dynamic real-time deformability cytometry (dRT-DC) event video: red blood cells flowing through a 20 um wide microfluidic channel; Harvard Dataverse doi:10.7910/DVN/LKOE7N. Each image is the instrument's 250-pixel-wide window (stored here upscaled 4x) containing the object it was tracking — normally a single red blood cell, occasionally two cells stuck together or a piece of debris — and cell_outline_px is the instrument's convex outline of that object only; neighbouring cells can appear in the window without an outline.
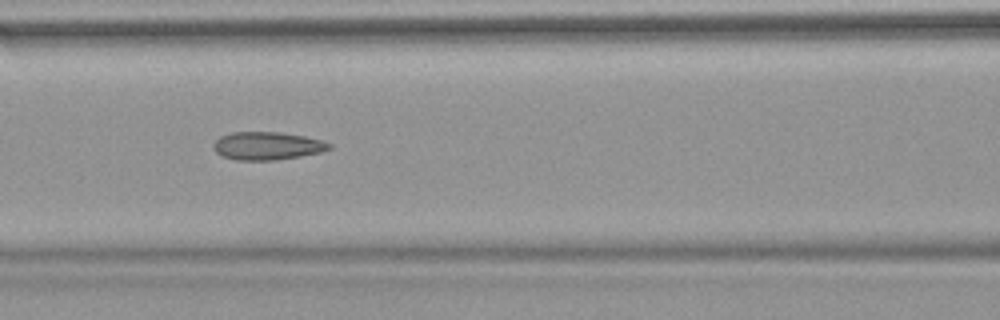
{"species": "common noctule bat (a hibernating species)", "species_latin": "Nyctalus noctula", "temperature_condition": "warm", "stored_images_in_passage": 53, "camera_frame_rate_fps": 3000, "um_per_image_px": 0.085, "animal": {"sex": "female", "body_mass_g": 18.4}, "frame": {"image": 1, "passage_image": 23, "time_ms": 7.333, "image_size_px": [1000, 320], "cell_outline_px": [[332, 148], [320, 152], [300, 156], [276, 160], [236, 160], [220, 156], [212, 148], [212, 144], [220, 136], [232, 132], [280, 132], [304, 136], [320, 140], [332, 144]], "centroid_in_image_um": [22.67, 12.4], "position_along_channel_um": 143.9, "area_um2": 18.96}, "authors_computed_cell_mechanics": {"area_um2": 19.0162, "velocity_mm_per_s": 3.8382, "shape_relaxation_time_tau1_ms": null, "shape_relaxation_time_tau2_ms": 3.036, "deformation_change_tau1": null, "deformation_change_tau2": 0.1143}}